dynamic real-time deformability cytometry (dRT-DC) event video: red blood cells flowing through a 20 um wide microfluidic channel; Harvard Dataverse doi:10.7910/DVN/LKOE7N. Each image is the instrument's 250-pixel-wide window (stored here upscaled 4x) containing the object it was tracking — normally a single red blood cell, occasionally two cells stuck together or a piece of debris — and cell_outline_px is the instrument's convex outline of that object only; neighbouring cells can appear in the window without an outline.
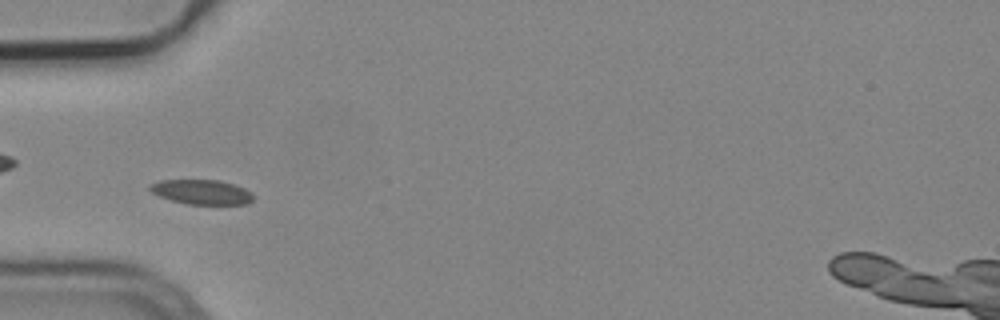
{"species": "common noctule bat (a hibernating species)", "species_latin": "Nyctalus noctula", "temperature_condition": "cold", "stored_images_in_passage": 39, "camera_frame_rate_fps": 3000, "um_per_image_px": 0.085, "animal": {"sex": "male", "body_mass_g": 19.2, "forearm_length_mm": 51.8}, "frame": {"image": 1, "passage_image": 2, "time_ms": 0.333, "image_size_px": [1000, 320], "cell_outline_px": [[252, 200], [248, 204], [188, 204], [172, 200], [160, 196], [152, 192], [148, 188], [148, 184], [160, 180], [220, 180], [244, 188], [252, 192]], "centroid_in_image_um": [17.12, 16.31], "position_along_channel_um": 67.9, "area_um2": 14.8}}
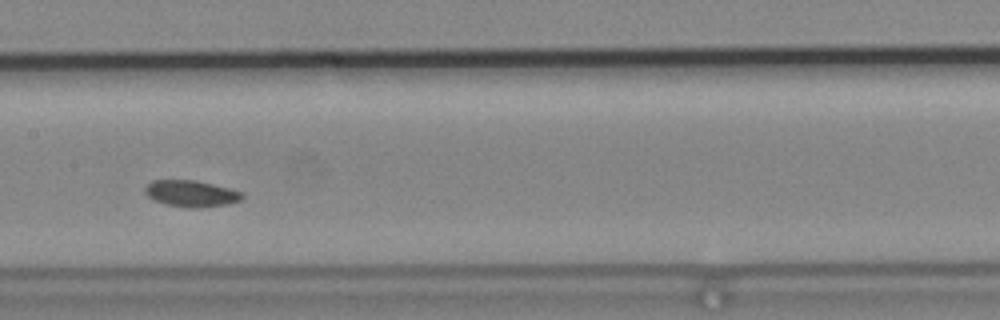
{"frame": {"image": 2, "passage_image": 12, "time_ms": 3.667, "image_size_px": [1000, 320], "cell_outline_px": [[244, 196], [240, 200], [228, 204], [200, 208], [188, 208], [164, 204], [152, 200], [144, 192], [144, 188], [152, 180], [196, 180], [244, 192]], "centroid_in_image_um": [16.23, 16.46], "position_along_channel_um": 191.2, "area_um2": 15.14}}
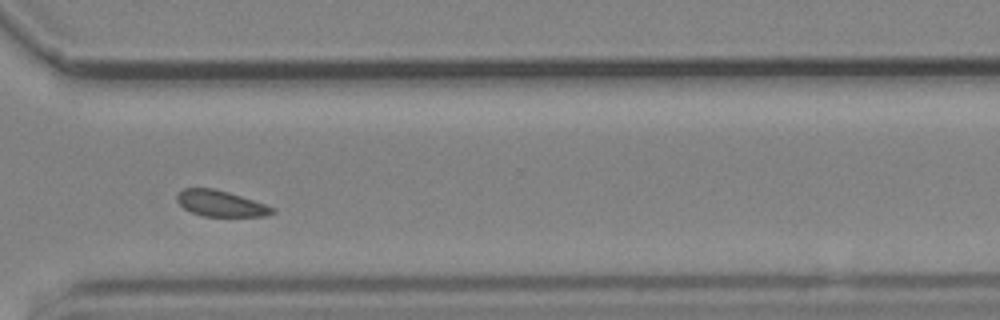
{"frame": {"image": 3, "passage_image": 25, "time_ms": 8.0, "image_size_px": [1000, 320], "cell_outline_px": [[276, 212], [264, 216], [204, 216], [192, 212], [184, 208], [176, 200], [176, 196], [184, 188], [212, 188], [228, 192], [276, 208]], "centroid_in_image_um": [18.76, 17.3], "position_along_channel_um": 351.8, "area_um2": 14.22}}